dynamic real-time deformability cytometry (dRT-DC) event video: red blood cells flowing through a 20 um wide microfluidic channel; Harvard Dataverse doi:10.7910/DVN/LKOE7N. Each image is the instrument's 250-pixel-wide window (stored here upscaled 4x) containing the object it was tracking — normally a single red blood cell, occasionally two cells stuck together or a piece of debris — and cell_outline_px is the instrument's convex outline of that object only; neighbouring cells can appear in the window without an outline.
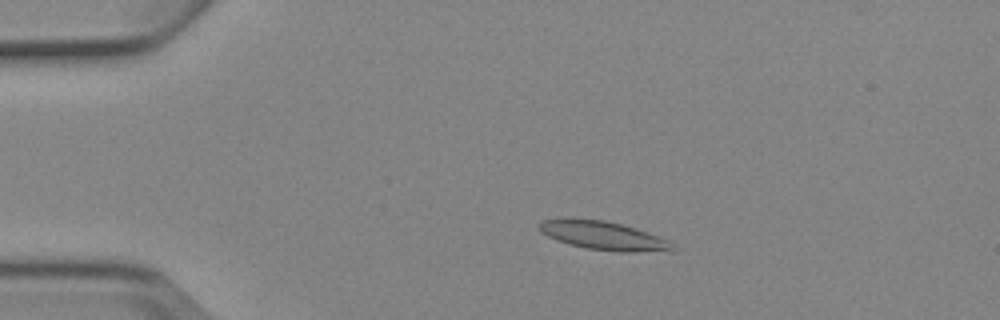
{"species": "Egyptian fruit bat (a non-hibernating species)", "species_latin": "Rousettus aegyptiacus", "temperature_condition": "cold", "stored_images_in_passage": 6, "camera_frame_rate_fps": 3000, "um_per_image_px": 0.085, "animal": {"sex": "female"}, "frame": {"image": 1, "passage_image": 4, "time_ms": 3.333, "image_size_px": [1000, 320], "cell_outline_px": [[676, 248], [636, 252], [620, 252], [588, 248], [556, 240], [540, 232], [540, 220], [572, 216], [604, 220], [636, 228], [648, 232], [668, 240]], "centroid_in_image_um": [51.18, 19.98], "position_along_channel_um": 33.8, "area_um2": 22.14}}
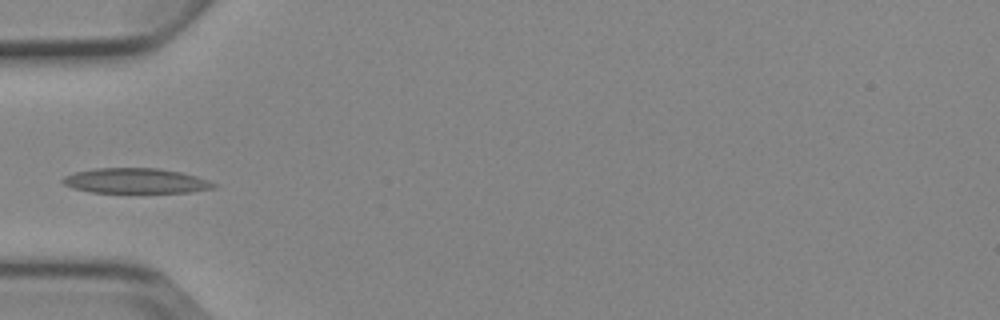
{"frame": {"image": 2, "passage_image": 6, "time_ms": 5.667, "image_size_px": [1000, 320], "cell_outline_px": [[216, 188], [192, 192], [92, 192], [72, 188], [64, 184], [60, 180], [64, 176], [76, 172], [96, 168], [156, 168], [180, 172], [196, 176], [208, 180], [216, 184]], "centroid_in_image_um": [11.54, 15.37], "position_along_channel_um": 73.5, "area_um2": 21.96}}